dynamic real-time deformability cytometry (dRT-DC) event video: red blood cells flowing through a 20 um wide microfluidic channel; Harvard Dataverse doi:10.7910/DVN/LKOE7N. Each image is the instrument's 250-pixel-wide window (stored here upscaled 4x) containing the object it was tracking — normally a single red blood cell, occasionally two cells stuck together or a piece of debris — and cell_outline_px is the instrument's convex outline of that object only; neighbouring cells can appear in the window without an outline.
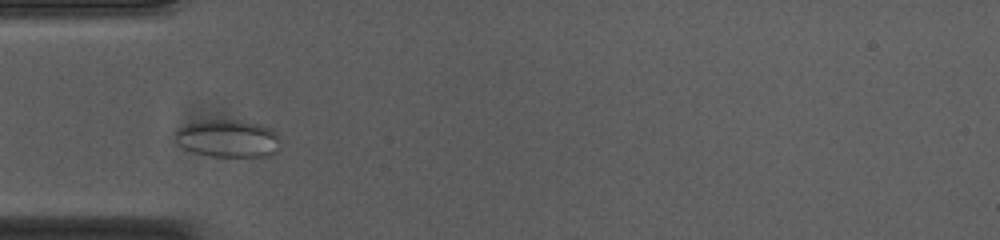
{"species": "common noctule bat (a hibernating species)", "species_latin": "Nyctalus noctula", "temperature_condition": "cold", "stored_images_in_passage": 45, "camera_frame_rate_fps": 3000, "um_per_image_px": 0.085, "animal": {"sex": "female", "body_mass_g": 23.0, "forearm_length_mm": 53.4}, "frame": {"image": 1, "passage_image": 8, "time_ms": 2.333, "image_size_px": [1000, 240], "cell_outline_px": [[280, 148], [272, 156], [212, 156], [196, 152], [184, 148], [176, 140], [172, 132], [176, 128], [184, 124], [204, 120], [240, 120], [260, 124], [272, 128], [276, 132]], "centroid_in_image_um": [19.37, 11.75], "position_along_channel_um": 65.6, "area_um2": 23.24}}
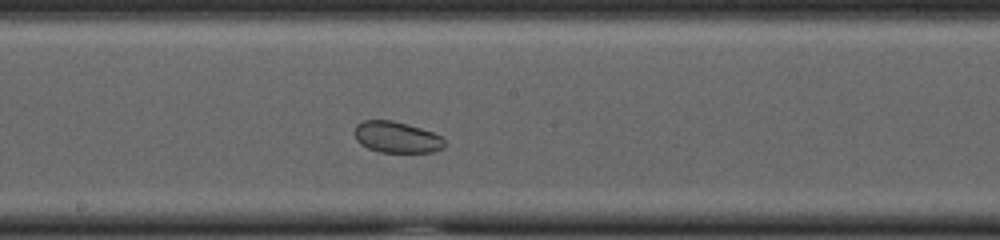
{"frame": {"image": 2, "passage_image": 20, "time_ms": 6.333, "image_size_px": [1000, 240], "cell_outline_px": [[444, 148], [432, 152], [380, 152], [368, 148], [360, 144], [356, 140], [356, 124], [364, 120], [392, 120], [420, 128], [432, 132], [440, 136], [444, 140]], "centroid_in_image_um": [33.71, 11.67], "position_along_channel_um": 214.5, "area_um2": 16.24}}
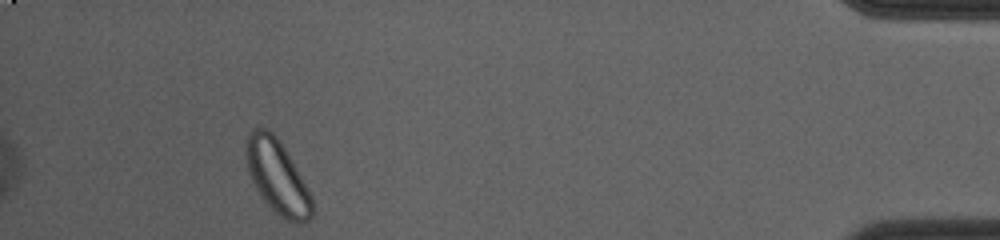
{"frame": {"image": 3, "passage_image": 41, "time_ms": 13.333, "image_size_px": [1000, 240], "cell_outline_px": [[312, 216], [308, 220], [300, 224], [292, 224], [280, 216], [264, 200], [256, 188], [248, 172], [244, 156], [248, 136], [256, 128], [268, 128], [280, 140], [300, 176], [312, 200]], "centroid_in_image_um": [23.55, 15.04], "position_along_channel_um": 411.7, "area_um2": 27.86}, "authors_computed_cell_mechanics": {"area_um2": 23.1778, "velocity_mm_per_s": 3.7205, "shape_relaxation_time_tau1_ms": null, "shape_relaxation_time_tau2_ms": 1.6535, "deformation_change_tau1": null, "deformation_change_tau2": 0.0462}}